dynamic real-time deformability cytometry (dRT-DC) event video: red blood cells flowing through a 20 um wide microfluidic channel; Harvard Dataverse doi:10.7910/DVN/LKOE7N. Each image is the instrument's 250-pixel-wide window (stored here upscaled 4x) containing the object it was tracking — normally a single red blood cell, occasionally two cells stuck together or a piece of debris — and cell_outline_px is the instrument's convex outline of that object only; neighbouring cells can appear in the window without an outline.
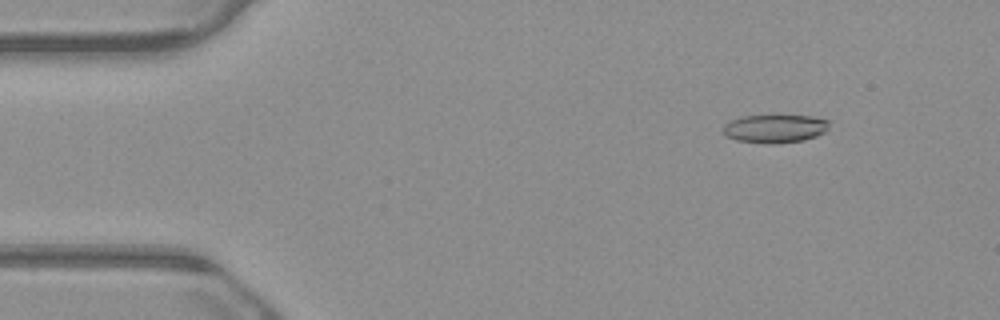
{"species": "common noctule bat (a hibernating species)", "species_latin": "Nyctalus noctula", "temperature_condition": "warm", "stored_images_in_passage": 54, "camera_frame_rate_fps": 3000, "um_per_image_px": 0.085, "animal": {"sex": "male", "body_mass_g": 23.1, "forearm_length_mm": 52.7}, "frame": {"image": 1, "passage_image": 7, "time_ms": 2.0, "image_size_px": [1000, 320], "cell_outline_px": [[832, 120], [828, 132], [804, 140], [772, 144], [768, 144], [736, 140], [728, 136], [724, 132], [724, 124], [732, 120], [744, 116], [812, 116]], "centroid_in_image_um": [65.97, 10.93], "position_along_channel_um": 19.0, "area_um2": 17.57}}
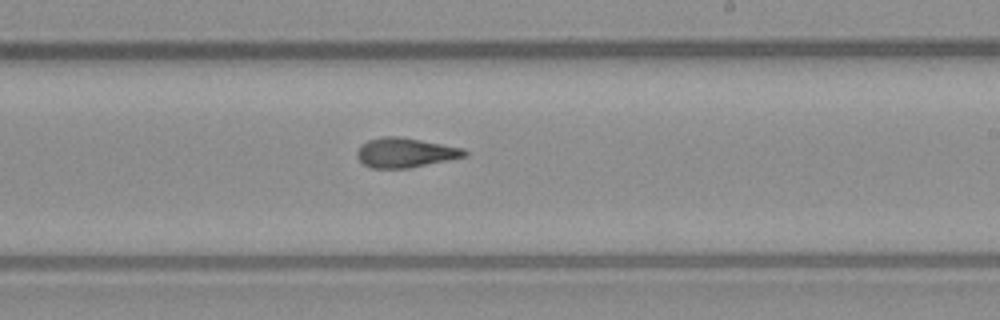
{"frame": {"image": 2, "passage_image": 32, "time_ms": 10.333, "image_size_px": [1000, 320], "cell_outline_px": [[468, 156], [408, 168], [372, 168], [364, 164], [356, 156], [356, 152], [360, 144], [368, 140], [384, 136], [400, 136], [464, 148], [468, 152]], "centroid_in_image_um": [34.44, 12.97], "position_along_channel_um": 254.6, "area_um2": 18.61}}
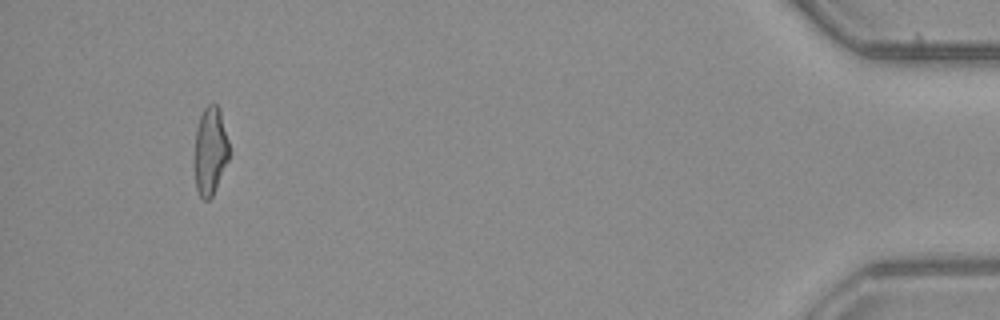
{"frame": {"image": 3, "passage_image": 51, "time_ms": 16.667, "image_size_px": [1000, 320], "cell_outline_px": [[228, 160], [212, 196], [208, 200], [204, 200], [200, 196], [196, 188], [192, 160], [196, 128], [200, 116], [204, 108], [208, 104], [216, 104], [220, 108], [228, 140]], "centroid_in_image_um": [17.82, 12.82], "position_along_channel_um": 417.4, "area_um2": 18.15}, "authors_computed_cell_mechanics": {"area_um2": 18.6116, "velocity_mm_per_s": 3.853, "shape_relaxation_time_tau1_ms": 6.5375, "shape_relaxation_time_tau2_ms": 1.9494, "deformation_change_tau1": 0.1986, "deformation_change_tau2": 0.1078}}